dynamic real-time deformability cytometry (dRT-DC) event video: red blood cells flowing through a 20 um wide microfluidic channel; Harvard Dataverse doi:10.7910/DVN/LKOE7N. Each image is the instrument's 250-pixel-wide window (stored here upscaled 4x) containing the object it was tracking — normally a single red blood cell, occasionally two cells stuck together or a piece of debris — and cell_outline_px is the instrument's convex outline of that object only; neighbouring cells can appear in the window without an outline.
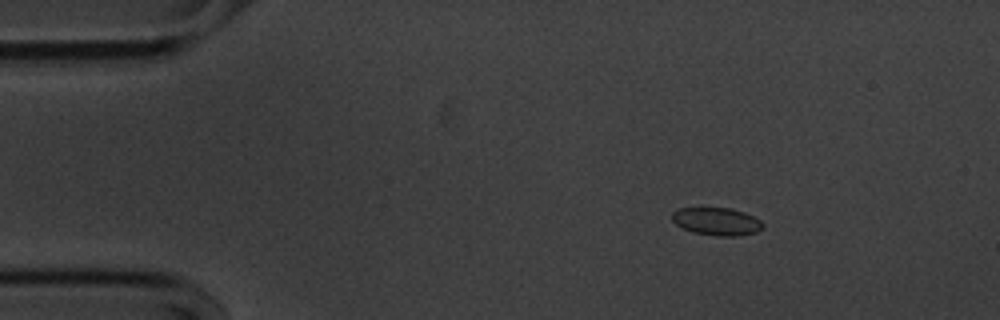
{"species": "common noctule bat (a hibernating species)", "species_latin": "Nyctalus noctula", "temperature_condition": "cold", "stored_images_in_passage": 48, "camera_frame_rate_fps": 3000, "um_per_image_px": 0.085, "animal": {"sex": "male", "body_mass_g": 20.1, "forearm_length_mm": 53.5}, "frame": {"image": 1, "passage_image": 1, "time_ms": 0.0, "image_size_px": [1000, 320], "cell_outline_px": [[764, 228], [756, 232], [740, 236], [716, 236], [692, 232], [676, 224], [672, 220], [672, 212], [680, 208], [732, 208], [744, 212], [760, 220], [764, 224]], "centroid_in_image_um": [60.94, 18.83], "position_along_channel_um": 24.1, "area_um2": 14.74}}
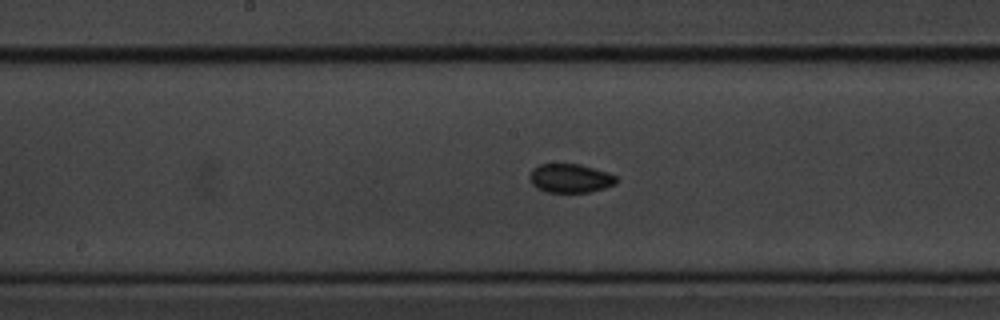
{"frame": {"image": 2, "passage_image": 21, "time_ms": 6.667, "image_size_px": [1000, 320], "cell_outline_px": [[616, 184], [604, 188], [588, 192], [548, 192], [536, 188], [532, 184], [528, 176], [532, 168], [540, 164], [580, 164], [608, 172], [616, 176]], "centroid_in_image_um": [48.44, 15.15], "position_along_channel_um": 199.8, "area_um2": 14.62}}
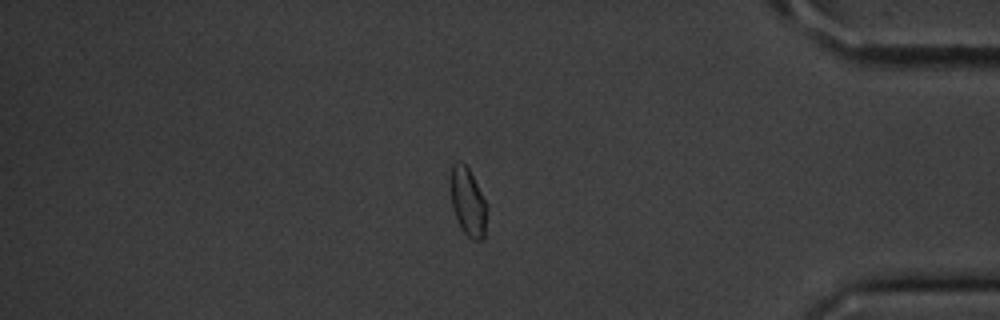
{"frame": {"image": 3, "passage_image": 40, "time_ms": 13.0, "image_size_px": [1000, 320], "cell_outline_px": [[488, 208], [484, 236], [480, 240], [472, 240], [460, 228], [452, 208], [452, 164], [460, 160], [468, 168], [488, 204]], "centroid_in_image_um": [39.81, 17.21], "position_along_channel_um": 395.4, "area_um2": 14.33}, "authors_computed_cell_mechanics": {"area_um2": 14.7679, "velocity_mm_per_s": 3.5819, "shape_relaxation_time_tau1_ms": 3.0735, "shape_relaxation_time_tau2_ms": 2.1998, "deformation_change_tau1": 0.0675, "deformation_change_tau2": 0.0391}}